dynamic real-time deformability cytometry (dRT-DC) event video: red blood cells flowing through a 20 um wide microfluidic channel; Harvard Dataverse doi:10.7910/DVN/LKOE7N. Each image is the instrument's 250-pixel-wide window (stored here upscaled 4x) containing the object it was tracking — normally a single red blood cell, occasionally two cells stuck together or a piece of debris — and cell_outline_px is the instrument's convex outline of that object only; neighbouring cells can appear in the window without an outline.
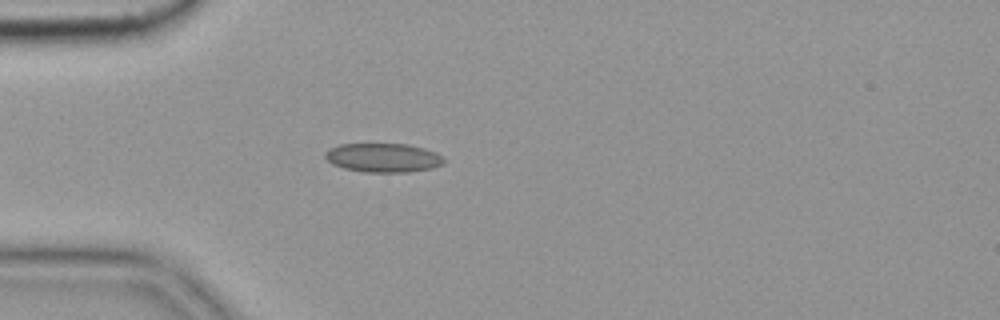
{"species": "common noctule bat (a hibernating species)", "species_latin": "Nyctalus noctula", "temperature_condition": "cold", "stored_images_in_passage": 4, "camera_frame_rate_fps": 3000, "um_per_image_px": 0.085, "animal": {"sex": "female", "body_mass_g": 19.9}, "frame": {"image": 1, "passage_image": 3, "time_ms": 0.667, "image_size_px": [1000, 320], "cell_outline_px": [[444, 164], [432, 168], [408, 172], [364, 172], [344, 168], [332, 164], [324, 156], [324, 152], [340, 144], [408, 144], [424, 148], [436, 152], [444, 156]], "centroid_in_image_um": [32.6, 13.41], "position_along_channel_um": 52.4, "area_um2": 20.11}}